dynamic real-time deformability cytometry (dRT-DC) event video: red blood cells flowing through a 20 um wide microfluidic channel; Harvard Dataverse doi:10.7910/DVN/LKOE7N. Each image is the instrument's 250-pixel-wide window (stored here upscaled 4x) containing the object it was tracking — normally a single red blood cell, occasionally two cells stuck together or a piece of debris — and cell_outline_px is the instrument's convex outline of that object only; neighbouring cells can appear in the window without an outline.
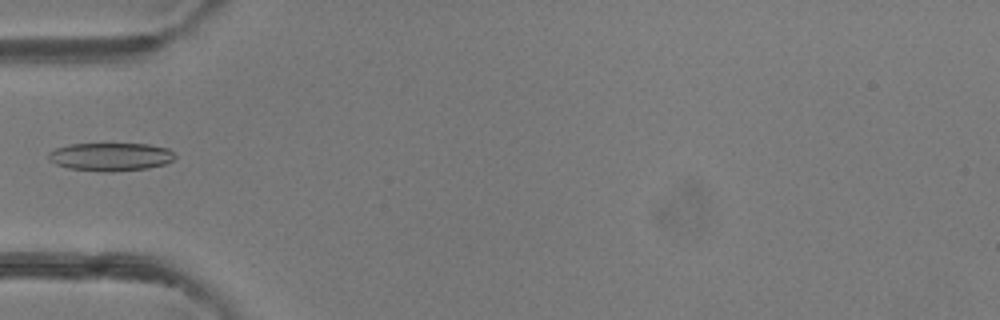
{"species": "common noctule bat (a hibernating species)", "species_latin": "Nyctalus noctula", "temperature_condition": "room temperature", "stored_images_in_passage": 6, "camera_frame_rate_fps": 3000, "um_per_image_px": 0.085, "animal": {"sex": "female"}, "frame": {"image": 1, "passage_image": 5, "time_ms": 4.667, "image_size_px": [1000, 320], "cell_outline_px": [[176, 156], [172, 160], [164, 164], [148, 168], [112, 172], [108, 172], [68, 168], [56, 164], [48, 160], [48, 152], [56, 148], [72, 144], [148, 144], [168, 148]], "centroid_in_image_um": [9.39, 13.33], "position_along_channel_um": 75.6, "area_um2": 20.69}}
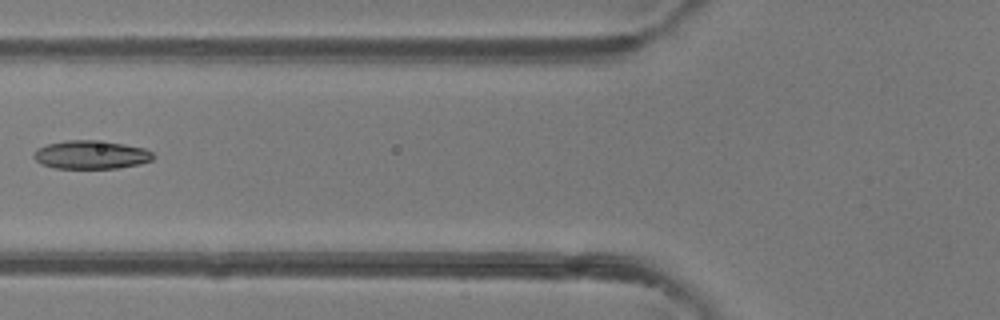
{"frame": {"image": 2, "passage_image": 6, "time_ms": 5.667, "image_size_px": [1000, 320], "cell_outline_px": [[156, 156], [152, 160], [140, 164], [120, 168], [56, 168], [40, 164], [32, 156], [36, 148], [48, 144], [68, 140], [92, 140], [124, 144], [144, 148], [152, 152]], "centroid_in_image_um": [7.74, 13.16], "position_along_channel_um": 118.1, "area_um2": 19.83}}